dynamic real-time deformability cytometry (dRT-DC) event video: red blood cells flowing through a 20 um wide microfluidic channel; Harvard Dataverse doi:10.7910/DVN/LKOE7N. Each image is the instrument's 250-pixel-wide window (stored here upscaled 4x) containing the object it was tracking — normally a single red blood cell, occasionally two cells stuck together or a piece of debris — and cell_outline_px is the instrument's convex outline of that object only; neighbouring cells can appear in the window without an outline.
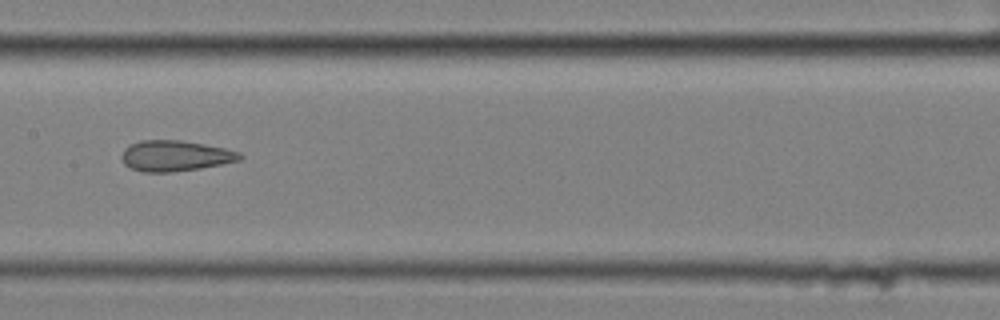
{"species": "common noctule bat (a hibernating species)", "species_latin": "Nyctalus noctula", "temperature_condition": "cold", "stored_images_in_passage": 7, "camera_frame_rate_fps": 3000, "um_per_image_px": 0.085, "animal": {"sex": "female", "body_mass_g": 25.1}, "frame": {"image": 1, "passage_image": 5, "time_ms": 1.333, "image_size_px": [1000, 320], "cell_outline_px": [[244, 156], [240, 160], [200, 168], [172, 172], [144, 172], [128, 168], [124, 164], [120, 156], [124, 148], [140, 140], [180, 140], [204, 144], [224, 148], [240, 152]], "centroid_in_image_um": [14.86, 13.25], "position_along_channel_um": 192.5, "area_um2": 21.21}}
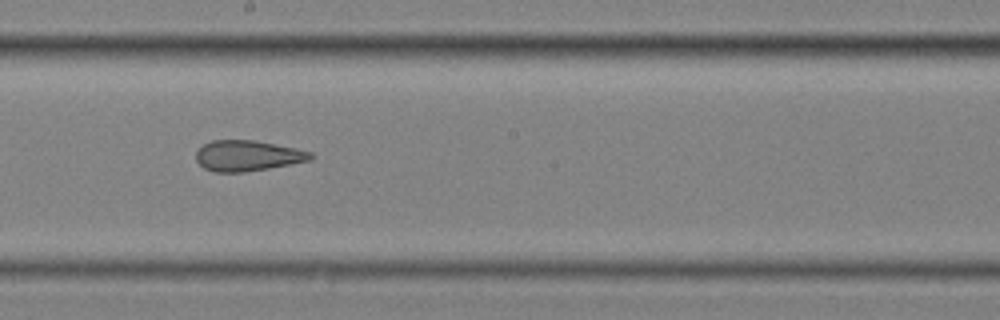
{"frame": {"image": 2, "passage_image": 6, "time_ms": 1.667, "image_size_px": [1000, 320], "cell_outline_px": [[316, 156], [312, 160], [268, 168], [244, 172], [216, 172], [204, 168], [196, 160], [196, 152], [204, 144], [212, 140], [256, 140], [296, 148], [312, 152]], "centroid_in_image_um": [21.08, 13.23], "position_along_channel_um": 227.1, "area_um2": 20.52}}
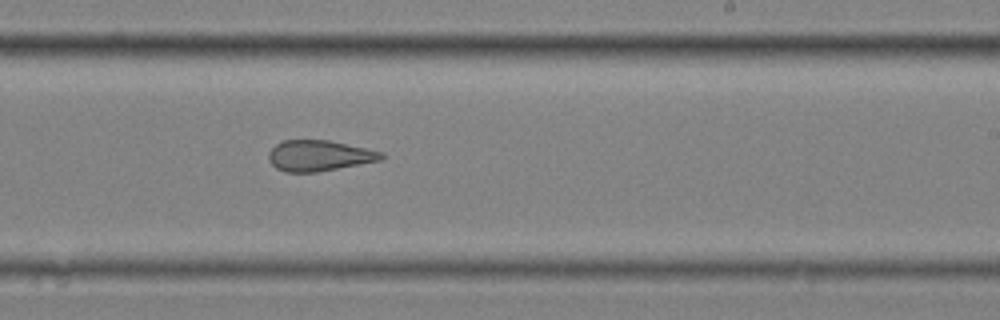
{"frame": {"image": 3, "passage_image": 7, "time_ms": 2.0, "image_size_px": [1000, 320], "cell_outline_px": [[384, 156], [380, 160], [316, 172], [284, 172], [276, 168], [268, 160], [268, 152], [276, 144], [284, 140], [328, 140], [384, 152]], "centroid_in_image_um": [27.09, 13.23], "position_along_channel_um": 261.9, "area_um2": 20.06}}